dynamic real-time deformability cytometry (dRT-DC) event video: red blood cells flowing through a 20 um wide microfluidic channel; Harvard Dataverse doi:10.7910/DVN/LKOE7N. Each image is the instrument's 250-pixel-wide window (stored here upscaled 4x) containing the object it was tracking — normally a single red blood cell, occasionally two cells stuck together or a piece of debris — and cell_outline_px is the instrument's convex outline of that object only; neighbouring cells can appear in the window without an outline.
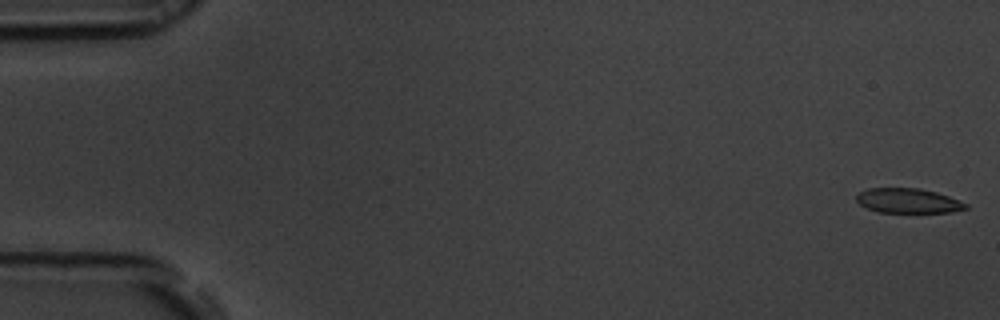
{"species": "common noctule bat (a hibernating species)", "species_latin": "Nyctalus noctula", "temperature_condition": "room temperature", "stored_images_in_passage": 12, "camera_frame_rate_fps": 3000, "um_per_image_px": 0.085, "animal": {"sex": "male", "body_mass_g": 19.5, "forearm_length_mm": 54.6}, "frame": {"image": 1, "passage_image": 1, "time_ms": 0.0, "image_size_px": [1000, 320], "cell_outline_px": [[968, 208], [952, 212], [876, 212], [860, 204], [856, 200], [856, 196], [860, 192], [868, 188], [920, 188], [936, 192], [948, 196], [968, 204]], "centroid_in_image_um": [77.19, 17.06], "position_along_channel_um": 7.8, "area_um2": 15.66}}